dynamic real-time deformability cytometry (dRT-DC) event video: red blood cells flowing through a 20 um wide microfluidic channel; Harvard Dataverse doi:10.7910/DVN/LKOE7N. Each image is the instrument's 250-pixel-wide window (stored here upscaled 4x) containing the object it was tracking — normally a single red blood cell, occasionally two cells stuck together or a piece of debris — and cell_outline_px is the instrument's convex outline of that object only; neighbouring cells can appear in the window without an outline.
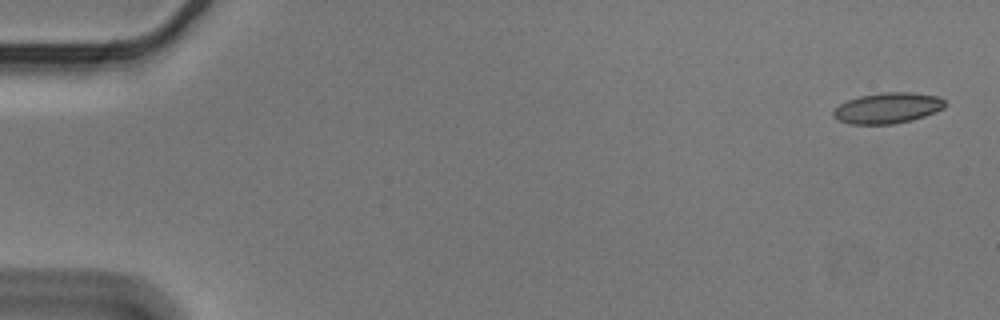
{"species": "Egyptian fruit bat (a non-hibernating species)", "species_latin": "Rousettus aegyptiacus", "temperature_condition": "cold", "stored_images_in_passage": 46, "camera_frame_rate_fps": 3000, "um_per_image_px": 0.085, "animal": {"sex": "male"}, "frame": {"image": 1, "passage_image": 1, "time_ms": 0.0, "image_size_px": [1000, 320], "cell_outline_px": [[948, 104], [944, 108], [936, 112], [912, 120], [892, 124], [848, 124], [832, 116], [832, 112], [840, 104], [848, 100], [860, 96], [884, 92], [912, 92], [940, 96]], "centroid_in_image_um": [75.49, 9.18], "position_along_channel_um": 9.5, "area_um2": 20.11}}
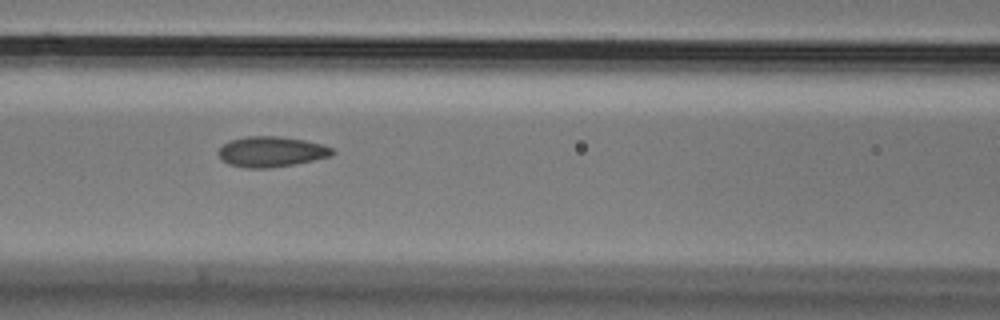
{"frame": {"image": 2, "passage_image": 24, "time_ms": 7.667, "image_size_px": [1000, 320], "cell_outline_px": [[336, 152], [332, 156], [296, 164], [268, 168], [244, 168], [228, 164], [216, 152], [224, 144], [232, 140], [248, 136], [276, 136], [304, 140], [324, 144], [332, 148]], "centroid_in_image_um": [23.1, 12.9], "position_along_channel_um": 143.5, "area_um2": 20.23}}
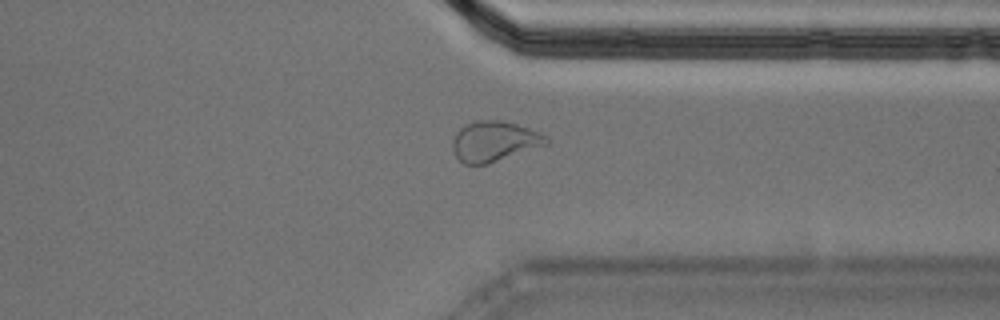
{"frame": {"image": 3, "passage_image": 43, "time_ms": 14.0, "image_size_px": [1000, 320], "cell_outline_px": [[548, 144], [488, 164], [464, 164], [452, 152], [452, 140], [456, 132], [460, 128], [476, 120], [496, 120], [516, 124], [528, 128], [548, 136]], "centroid_in_image_um": [41.99, 12.02], "position_along_channel_um": 369.4, "area_um2": 21.91}, "authors_computed_cell_mechanics": {"area_um2": 19.9699, "velocity_mm_per_s": 3.5743, "shape_relaxation_time_tau1_ms": null, "shape_relaxation_time_tau2_ms": 1.4827, "deformation_change_tau1": null, "deformation_change_tau2": 0.0509}}